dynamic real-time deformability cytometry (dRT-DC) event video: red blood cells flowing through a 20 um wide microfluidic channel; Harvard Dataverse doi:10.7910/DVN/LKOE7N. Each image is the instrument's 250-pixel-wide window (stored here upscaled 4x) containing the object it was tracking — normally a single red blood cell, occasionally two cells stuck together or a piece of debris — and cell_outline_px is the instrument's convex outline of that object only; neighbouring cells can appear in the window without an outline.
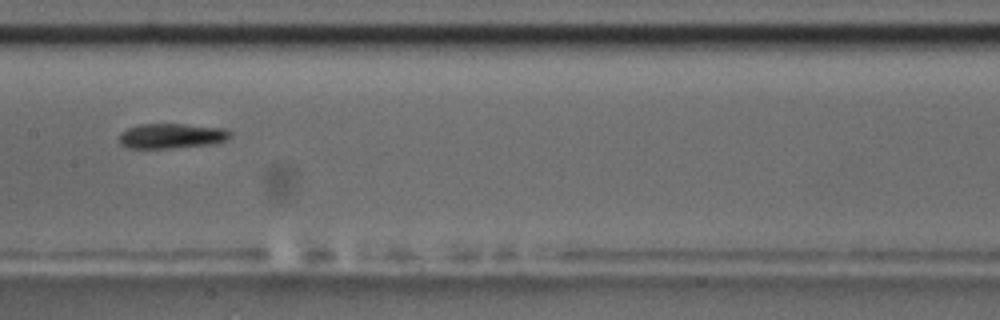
{"species": "common noctule bat (a hibernating species)", "species_latin": "Nyctalus noctula", "temperature_condition": "room temperature", "stored_images_in_passage": 57, "camera_frame_rate_fps": 3000, "um_per_image_px": 0.085, "animal": {"sex": "male", "body_mass_g": 17.5, "forearm_length_mm": 52.3}, "frame": {"image": 1, "passage_image": 29, "time_ms": 9.333, "image_size_px": [1000, 320], "cell_outline_px": [[232, 136], [216, 144], [168, 148], [128, 148], [120, 144], [120, 132], [136, 124], [184, 124], [228, 128], [232, 132]], "centroid_in_image_um": [14.62, 11.54], "position_along_channel_um": 192.8, "area_um2": 16.42}}
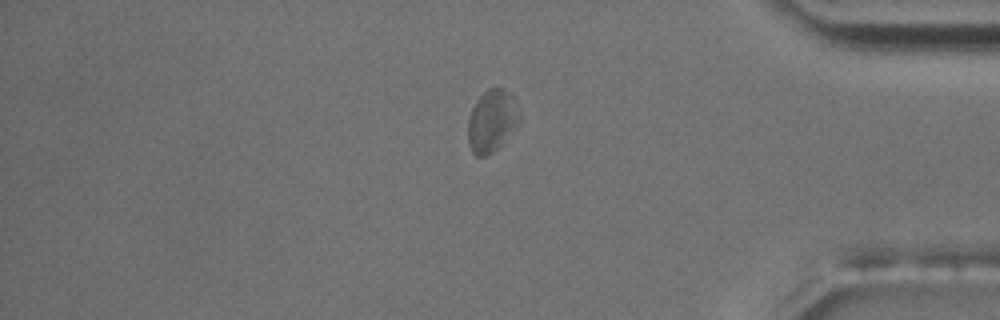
{"frame": {"image": 2, "passage_image": 48, "time_ms": 15.667, "image_size_px": [1000, 320], "cell_outline_px": [[520, 120], [500, 144], [492, 152], [484, 156], [476, 156], [472, 152], [468, 144], [468, 120], [472, 108], [476, 100], [488, 88], [504, 88], [512, 92], [520, 116]], "centroid_in_image_um": [41.79, 10.23], "position_along_channel_um": 393.4, "area_um2": 18.44}}
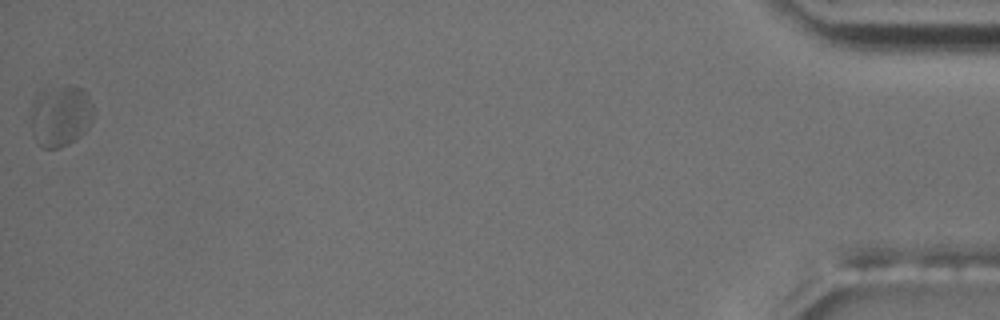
{"frame": {"image": 3, "passage_image": 57, "time_ms": 18.667, "image_size_px": [1000, 320], "cell_outline_px": [[92, 120], [88, 128], [80, 136], [68, 144], [60, 148], [40, 148], [32, 136], [28, 112], [32, 104], [36, 100], [68, 88], [80, 88], [88, 96], [92, 104]], "centroid_in_image_um": [5.12, 10.02], "position_along_channel_um": 430.1, "area_um2": 21.33}, "authors_computed_cell_mechanics": {"area_um2": 17.1666, "velocity_mm_per_s": 3.5695, "shape_relaxation_time_tau1_ms": 3.036, "shape_relaxation_time_tau2_ms": null, "deformation_change_tau1": 0.0855, "deformation_change_tau2": null}}